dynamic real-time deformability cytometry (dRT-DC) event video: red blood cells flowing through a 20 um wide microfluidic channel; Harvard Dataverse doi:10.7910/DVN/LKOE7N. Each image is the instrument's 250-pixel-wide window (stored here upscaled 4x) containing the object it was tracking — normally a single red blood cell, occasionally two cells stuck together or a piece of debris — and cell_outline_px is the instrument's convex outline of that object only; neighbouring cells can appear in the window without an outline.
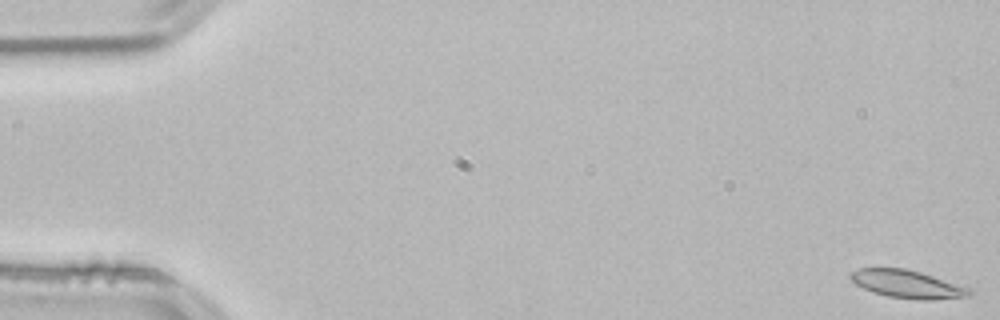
{"species": "common noctule bat (a hibernating species)", "species_latin": "Nyctalus noctula", "temperature_condition": "room temperature", "stored_images_in_passage": 53, "camera_frame_rate_fps": 3000, "um_per_image_px": 0.085, "animal": {"sex": "male", "body_mass_g": 21.5, "forearm_length_mm": 52.0}, "frame": {"image": 1, "passage_image": 1, "time_ms": 0.0, "image_size_px": [1000, 320], "cell_outline_px": [[976, 292], [972, 296], [932, 300], [916, 300], [888, 296], [864, 288], [856, 284], [848, 276], [852, 272], [860, 268], [904, 268], [920, 272], [972, 288]], "centroid_in_image_um": [77.22, 24.16], "position_along_channel_um": 7.8, "area_um2": 19.42}}
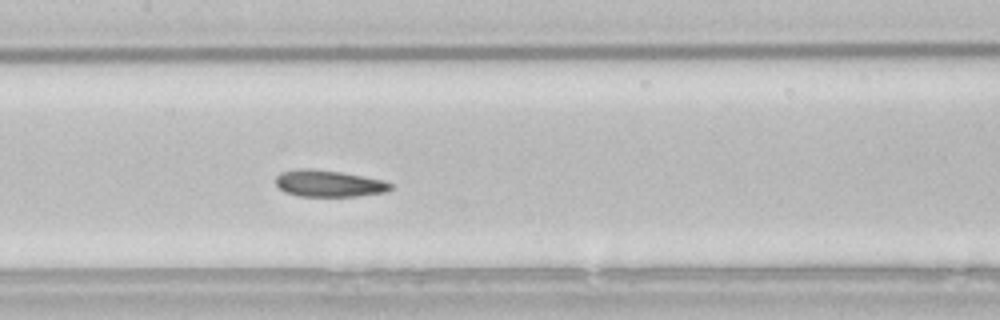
{"frame": {"image": 2, "passage_image": 26, "time_ms": 8.333, "image_size_px": [1000, 320], "cell_outline_px": [[392, 188], [388, 192], [360, 196], [300, 196], [284, 192], [276, 184], [276, 176], [280, 172], [300, 168], [308, 168], [340, 172], [384, 180], [392, 184]], "centroid_in_image_um": [27.96, 15.6], "position_along_channel_um": 179.4, "area_um2": 17.92}}
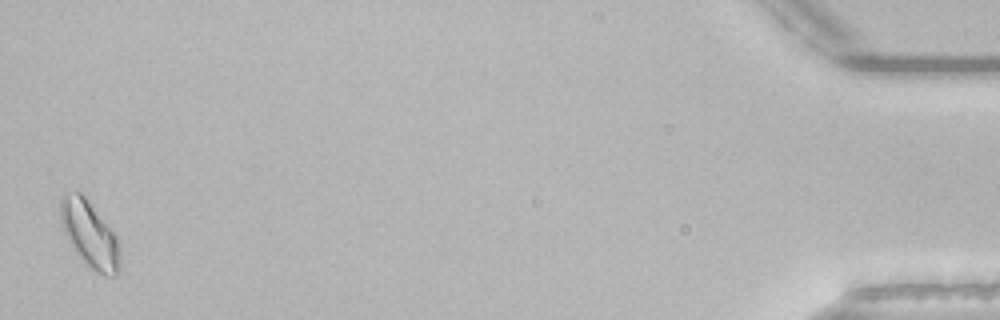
{"frame": {"image": 3, "passage_image": 53, "time_ms": 17.333, "image_size_px": [1000, 320], "cell_outline_px": [[120, 272], [116, 276], [104, 276], [96, 272], [84, 264], [76, 252], [64, 232], [60, 224], [60, 196], [64, 192], [80, 192], [88, 200], [116, 232], [120, 244]], "centroid_in_image_um": [7.65, 19.92], "position_along_channel_um": 427.5, "area_um2": 23.7}, "authors_computed_cell_mechanics": {"area_um2": 18.7272, "velocity_mm_per_s": 3.8095, "shape_relaxation_time_tau1_ms": 4.9258, "shape_relaxation_time_tau2_ms": 2.5187, "deformation_change_tau1": 0.1045, "deformation_change_tau2": 0.0866}}